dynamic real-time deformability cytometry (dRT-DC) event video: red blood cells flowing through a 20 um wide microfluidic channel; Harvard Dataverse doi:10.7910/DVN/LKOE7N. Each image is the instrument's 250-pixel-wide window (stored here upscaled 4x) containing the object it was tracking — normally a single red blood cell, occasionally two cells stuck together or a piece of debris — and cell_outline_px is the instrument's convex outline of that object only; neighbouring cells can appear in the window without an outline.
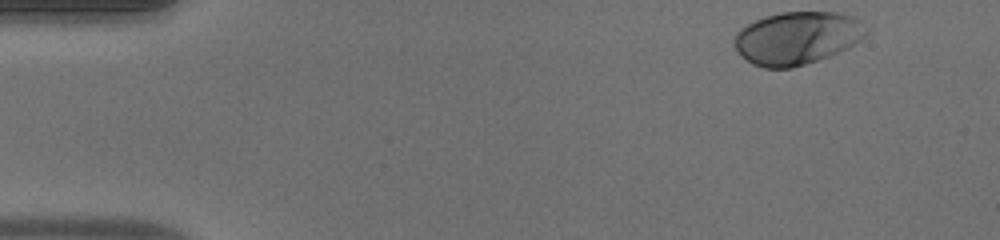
{"species": "human", "species_latin": "Homo sapiens", "temperature_condition": "warm", "stored_images_in_passage": 40, "camera_frame_rate_fps": 3000, "um_per_image_px": 0.085, "donor": {"sex": "male"}, "frame": {"image": 1, "passage_image": 1, "time_ms": 0.0, "image_size_px": [1000, 240], "cell_outline_px": [[868, 32], [860, 40], [828, 56], [792, 68], [764, 68], [752, 64], [736, 48], [736, 32], [740, 28], [756, 20], [780, 12], [836, 12], [852, 16]], "centroid_in_image_um": [67.72, 3.23], "position_along_channel_um": 17.3, "area_um2": 39.59}}
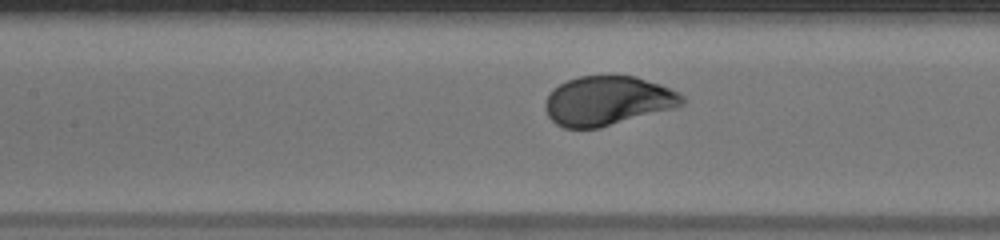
{"frame": {"image": 2, "passage_image": 20, "time_ms": 6.333, "image_size_px": [1000, 240], "cell_outline_px": [[684, 104], [676, 108], [600, 128], [564, 128], [556, 124], [548, 116], [544, 108], [544, 104], [552, 88], [568, 80], [580, 76], [636, 76], [660, 84], [680, 92], [684, 96]], "centroid_in_image_um": [51.67, 8.57], "position_along_channel_um": 155.7, "area_um2": 39.59}}
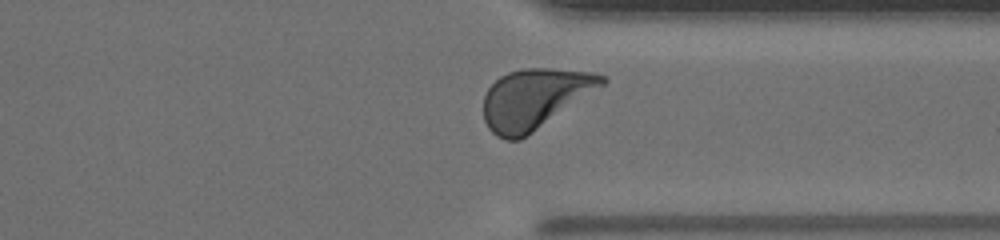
{"frame": {"image": 3, "passage_image": 36, "time_ms": 11.667, "image_size_px": [1000, 240], "cell_outline_px": [[608, 80], [604, 84], [520, 140], [504, 140], [496, 136], [488, 128], [484, 120], [484, 96], [488, 88], [500, 76], [508, 72], [524, 68], [548, 68], [592, 72], [608, 76]], "centroid_in_image_um": [45.41, 8.38], "position_along_channel_um": 366.0, "area_um2": 40.98}, "authors_computed_cell_mechanics": {"area_um2": 39.593, "velocity_mm_per_s": 3.9511, "shape_relaxation_time_tau1_ms": 2.1277, "shape_relaxation_time_tau2_ms": null, "deformation_change_tau1": 0.1681, "deformation_change_tau2": null}}